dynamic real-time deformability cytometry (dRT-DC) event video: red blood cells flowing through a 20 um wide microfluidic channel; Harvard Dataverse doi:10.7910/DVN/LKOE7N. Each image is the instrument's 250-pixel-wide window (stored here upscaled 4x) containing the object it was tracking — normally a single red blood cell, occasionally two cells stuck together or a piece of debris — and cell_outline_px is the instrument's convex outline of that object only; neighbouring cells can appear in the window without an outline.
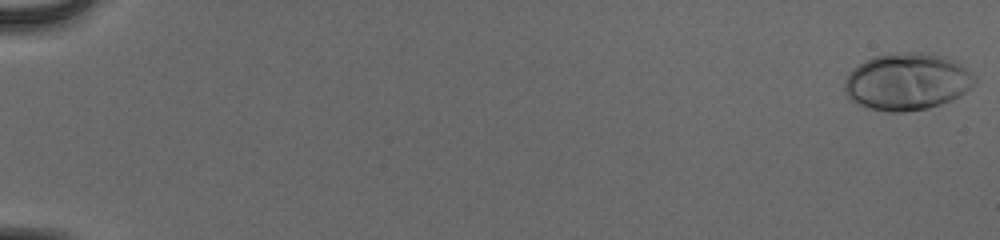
{"species": "human", "species_latin": "Homo sapiens", "temperature_condition": "cold", "stored_images_in_passage": 54, "camera_frame_rate_fps": 3000, "um_per_image_px": 0.085, "donor": {"sex": "male"}, "frame": {"image": 1, "passage_image": 1, "time_ms": 0.0, "image_size_px": [1000, 240], "cell_outline_px": [[976, 84], [960, 96], [952, 100], [928, 108], [904, 112], [888, 112], [872, 108], [860, 104], [852, 100], [848, 96], [844, 88], [844, 80], [848, 72], [852, 68], [864, 60], [872, 56], [892, 52], [932, 52], [948, 56], [956, 60], [972, 72], [976, 76]], "centroid_in_image_um": [77.14, 6.9], "position_along_channel_um": 7.9, "area_um2": 44.1}}
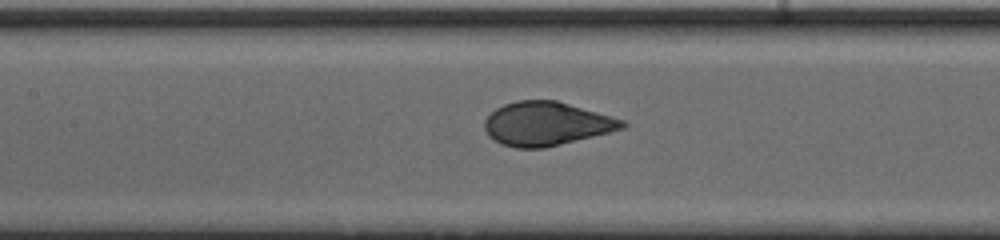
{"frame": {"image": 2, "passage_image": 28, "time_ms": 9.0, "image_size_px": [1000, 240], "cell_outline_px": [[628, 124], [624, 128], [544, 148], [516, 148], [504, 144], [488, 136], [484, 128], [484, 120], [496, 108], [504, 104], [516, 100], [556, 100], [624, 120]], "centroid_in_image_um": [46.42, 10.51], "position_along_channel_um": 161.0, "area_um2": 34.68}}
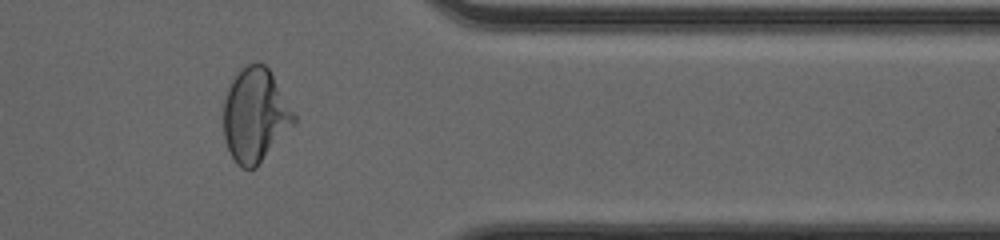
{"frame": {"image": 3, "passage_image": 46, "time_ms": 15.0, "image_size_px": [1000, 240], "cell_outline_px": [[296, 124], [256, 168], [240, 168], [236, 164], [228, 148], [224, 136], [224, 100], [228, 88], [232, 80], [248, 64], [264, 64], [268, 68], [296, 116]], "centroid_in_image_um": [21.71, 9.85], "position_along_channel_um": 389.7, "area_um2": 38.15}, "authors_computed_cell_mechanics": {"area_um2": 37.3677, "velocity_mm_per_s": 3.9689, "shape_relaxation_time_tau1_ms": 3.8819, "shape_relaxation_time_tau2_ms": null, "deformation_change_tau1": 0.1916, "deformation_change_tau2": null}}